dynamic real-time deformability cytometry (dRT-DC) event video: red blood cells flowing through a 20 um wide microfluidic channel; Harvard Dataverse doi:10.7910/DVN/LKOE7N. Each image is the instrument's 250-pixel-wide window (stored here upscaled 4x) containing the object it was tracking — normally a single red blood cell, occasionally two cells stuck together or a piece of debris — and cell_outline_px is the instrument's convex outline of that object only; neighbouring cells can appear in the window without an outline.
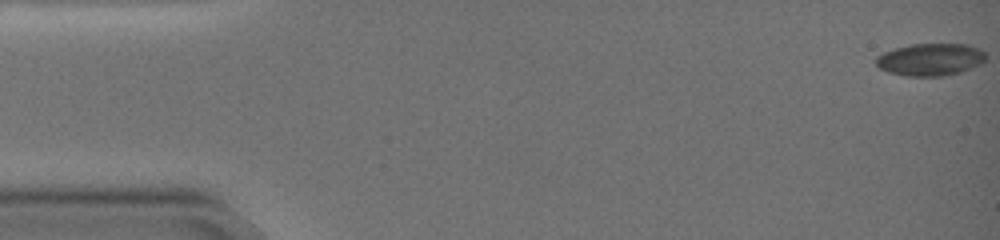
{"species": "common noctule bat (a hibernating species)", "species_latin": "Nyctalus noctula", "temperature_condition": "warm", "stored_images_in_passage": 70, "camera_frame_rate_fps": 3000, "um_per_image_px": 0.085, "animal": {"sex": "female", "body_mass_g": 19.0, "forearm_length_mm": 51.5}, "frame": {"image": 1, "passage_image": 1, "time_ms": 0.0, "image_size_px": [1000, 240], "cell_outline_px": [[984, 60], [960, 72], [944, 76], [904, 76], [888, 72], [880, 68], [876, 64], [876, 60], [880, 56], [888, 52], [900, 48], [916, 44], [964, 44], [976, 48], [984, 52]], "centroid_in_image_um": [79.07, 5.08], "position_along_channel_um": 5.9, "area_um2": 19.88}}
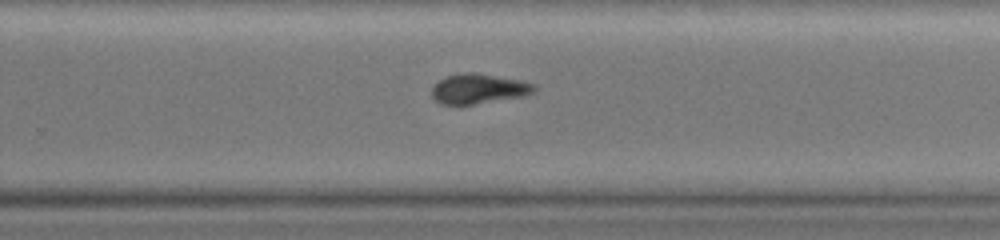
{"frame": {"image": 2, "passage_image": 47, "time_ms": 15.333, "image_size_px": [1000, 240], "cell_outline_px": [[536, 88], [532, 92], [524, 96], [472, 104], [440, 104], [432, 96], [432, 88], [440, 80], [448, 76], [468, 72], [476, 72], [520, 80], [536, 84]], "centroid_in_image_um": [40.7, 7.54], "position_along_channel_um": 289.1, "area_um2": 17.57}}
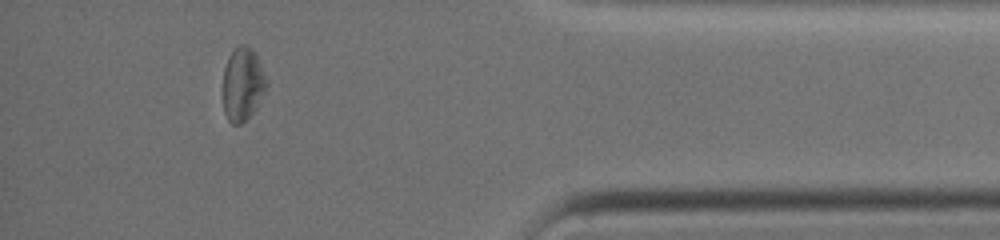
{"frame": {"image": 3, "passage_image": 63, "time_ms": 20.667, "image_size_px": [1000, 240], "cell_outline_px": [[268, 84], [256, 108], [240, 124], [232, 124], [228, 120], [224, 112], [224, 68], [228, 56], [240, 44], [244, 44], [252, 48], [256, 52], [268, 80]], "centroid_in_image_um": [20.65, 7.11], "position_along_channel_um": 414.5, "area_um2": 18.55}, "authors_computed_cell_mechanics": {"area_um2": 18.6116, "velocity_mm_per_s": 2.8123, "shape_relaxation_time_tau1_ms": null, "shape_relaxation_time_tau2_ms": 4.5418, "deformation_change_tau1": null, "deformation_change_tau2": 0.0978}}